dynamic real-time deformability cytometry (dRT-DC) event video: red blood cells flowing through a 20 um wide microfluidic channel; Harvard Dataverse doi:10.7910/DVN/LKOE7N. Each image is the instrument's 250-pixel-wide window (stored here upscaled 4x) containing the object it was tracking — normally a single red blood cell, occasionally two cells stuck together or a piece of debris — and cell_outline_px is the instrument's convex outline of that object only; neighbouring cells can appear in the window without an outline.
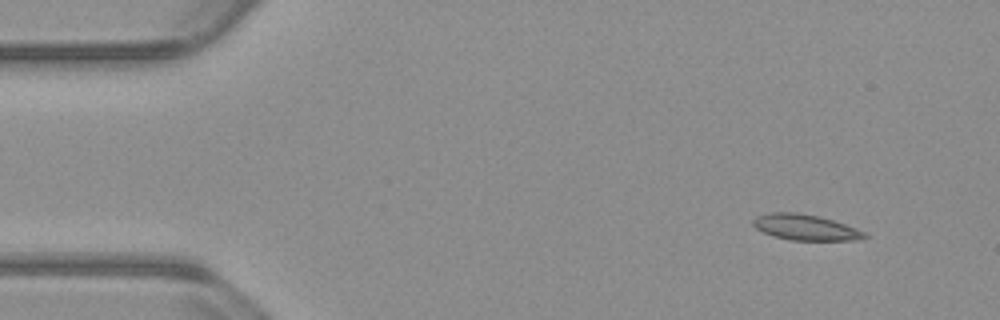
{"species": "common noctule bat (a hibernating species)", "species_latin": "Nyctalus noctula", "temperature_condition": "warm", "stored_images_in_passage": 50, "camera_frame_rate_fps": 3000, "um_per_image_px": 0.085, "animal": {"sex": "male", "body_mass_g": 23.1, "forearm_length_mm": 52.7}, "frame": {"image": 1, "passage_image": 1, "time_ms": 0.0, "image_size_px": [1000, 320], "cell_outline_px": [[868, 236], [860, 240], [788, 240], [772, 236], [756, 228], [752, 224], [752, 220], [756, 216], [772, 212], [796, 212], [816, 216], [832, 220], [856, 228], [864, 232]], "centroid_in_image_um": [68.43, 19.33], "position_along_channel_um": 16.6, "area_um2": 16.65}}
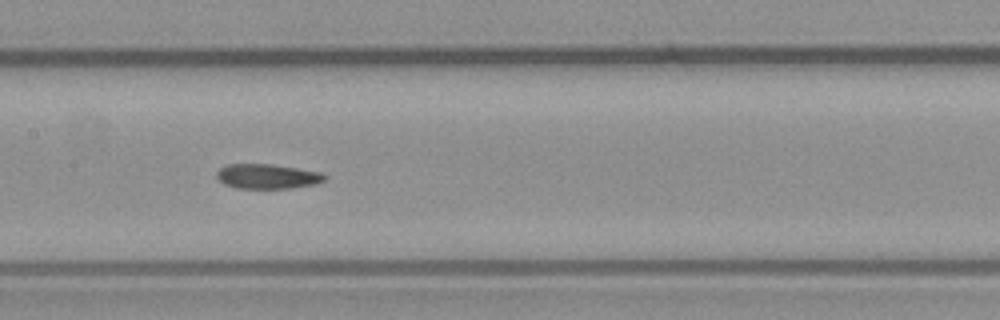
{"frame": {"image": 2, "passage_image": 22, "time_ms": 7.0, "image_size_px": [1000, 320], "cell_outline_px": [[328, 176], [324, 180], [316, 184], [292, 188], [236, 188], [224, 184], [216, 176], [216, 172], [220, 168], [228, 164], [272, 164], [320, 172]], "centroid_in_image_um": [22.72, 14.99], "position_along_channel_um": 184.7, "area_um2": 15.55}}
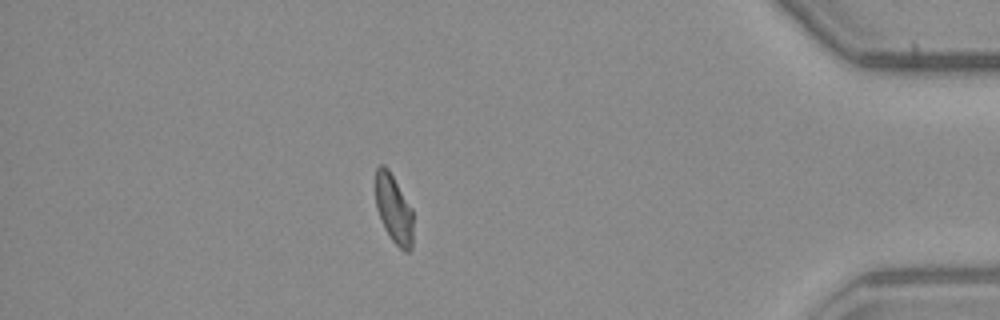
{"frame": {"image": 3, "passage_image": 43, "time_ms": 14.0, "image_size_px": [1000, 320], "cell_outline_px": [[412, 248], [408, 252], [404, 252], [392, 240], [384, 228], [376, 208], [376, 168], [380, 164], [384, 164], [388, 168], [412, 208]], "centroid_in_image_um": [33.46, 17.77], "position_along_channel_um": 401.7, "area_um2": 15.03}, "authors_computed_cell_mechanics": {"area_um2": 15.9817, "velocity_mm_per_s": 3.7948, "shape_relaxation_time_tau1_ms": null, "shape_relaxation_time_tau2_ms": 3.4117, "deformation_change_tau1": null, "deformation_change_tau2": 0.0905}}